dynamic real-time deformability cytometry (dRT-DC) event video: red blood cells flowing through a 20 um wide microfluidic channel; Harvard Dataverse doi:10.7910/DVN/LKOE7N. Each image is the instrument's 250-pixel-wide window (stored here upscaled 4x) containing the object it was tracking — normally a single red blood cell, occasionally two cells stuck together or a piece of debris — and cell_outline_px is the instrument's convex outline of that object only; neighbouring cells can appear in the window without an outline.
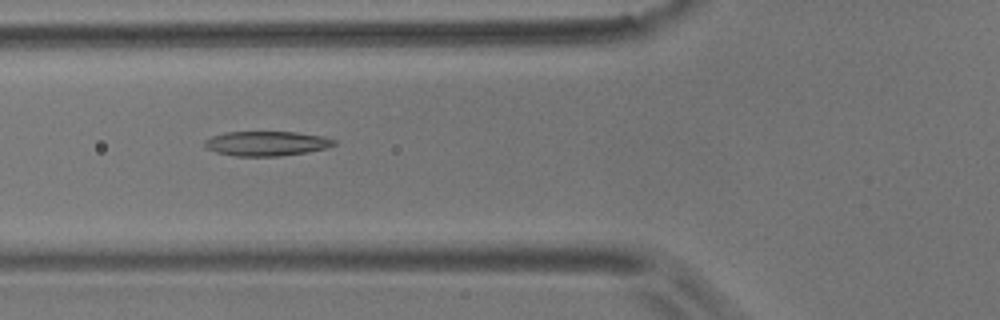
{"species": "common noctule bat (a hibernating species)", "species_latin": "Nyctalus noctula", "temperature_condition": "room temperature", "stored_images_in_passage": 8, "camera_frame_rate_fps": 3000, "um_per_image_px": 0.085, "animal": {"sex": "male", "body_mass_g": 17.9}, "frame": {"image": 1, "passage_image": 6, "time_ms": 1.667, "image_size_px": [1000, 320], "cell_outline_px": [[336, 144], [328, 148], [308, 152], [280, 156], [236, 156], [216, 152], [208, 148], [204, 144], [204, 140], [212, 136], [224, 132], [296, 132], [324, 136], [336, 140]], "centroid_in_image_um": [22.69, 12.19], "position_along_channel_um": 103.1, "area_um2": 18.67}}
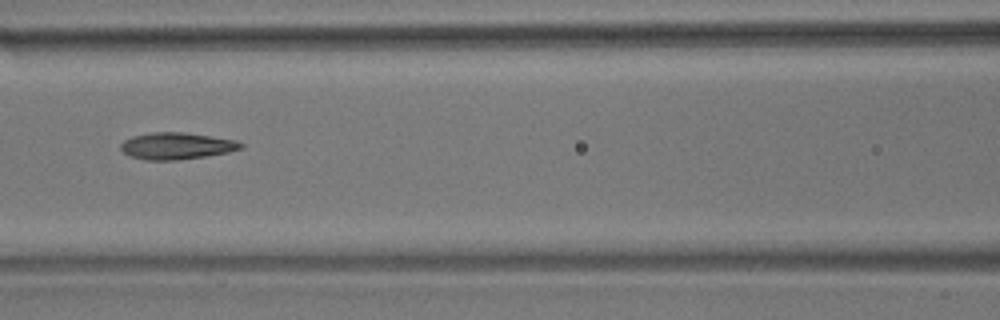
{"frame": {"image": 2, "passage_image": 7, "time_ms": 2.0, "image_size_px": [1000, 320], "cell_outline_px": [[244, 148], [228, 152], [208, 156], [176, 160], [144, 160], [132, 156], [124, 152], [120, 148], [120, 144], [124, 140], [132, 136], [152, 132], [180, 132], [236, 140], [244, 144]], "centroid_in_image_um": [15.01, 12.41], "position_along_channel_um": 151.6, "area_um2": 18.67}}
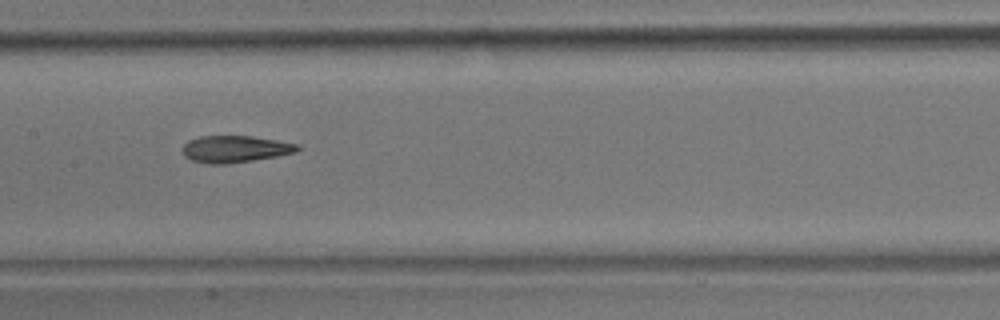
{"frame": {"image": 3, "passage_image": 8, "time_ms": 2.333, "image_size_px": [1000, 320], "cell_outline_px": [[300, 148], [296, 152], [276, 156], [252, 160], [224, 164], [208, 164], [192, 160], [184, 156], [180, 152], [184, 144], [188, 140], [200, 136], [252, 136], [300, 144]], "centroid_in_image_um": [19.94, 12.66], "position_along_channel_um": 187.5, "area_um2": 18.03}}